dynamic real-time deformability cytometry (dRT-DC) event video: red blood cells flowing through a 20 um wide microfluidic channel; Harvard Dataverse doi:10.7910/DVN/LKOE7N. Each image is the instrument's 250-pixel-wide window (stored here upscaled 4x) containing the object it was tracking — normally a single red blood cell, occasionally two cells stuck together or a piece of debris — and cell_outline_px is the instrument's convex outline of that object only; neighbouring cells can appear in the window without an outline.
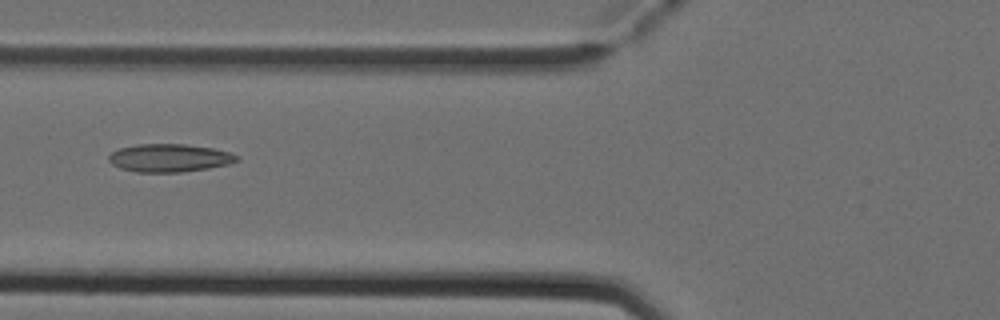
{"species": "Egyptian fruit bat (a non-hibernating species)", "species_latin": "Rousettus aegyptiacus", "temperature_condition": "cold", "stored_images_in_passage": 3, "camera_frame_rate_fps": 3000, "um_per_image_px": 0.085, "animal": {"sex": "female"}, "frame": {"image": 1, "passage_image": 2, "time_ms": 0.333, "image_size_px": [1000, 320], "cell_outline_px": [[240, 160], [228, 164], [208, 168], [180, 172], [136, 172], [120, 168], [112, 164], [108, 160], [108, 156], [112, 152], [120, 148], [136, 144], [184, 144], [212, 148], [228, 152], [240, 156]], "centroid_in_image_um": [14.39, 13.42], "position_along_channel_um": 111.4, "area_um2": 20.87}}
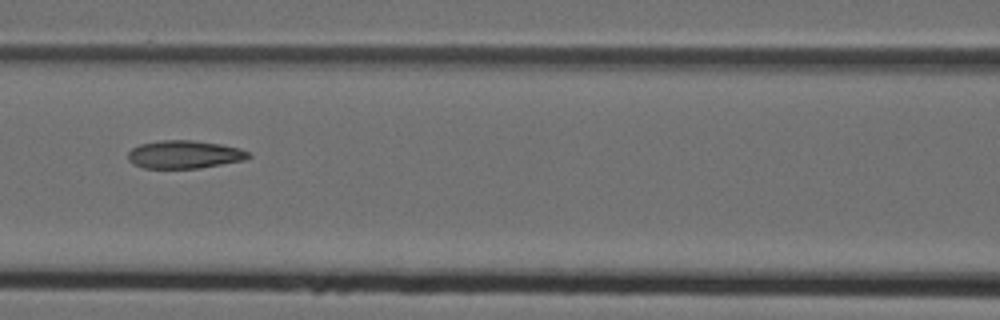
{"frame": {"image": 2, "passage_image": 3, "time_ms": 0.667, "image_size_px": [1000, 320], "cell_outline_px": [[252, 156], [244, 160], [200, 168], [144, 168], [132, 164], [128, 160], [128, 152], [132, 148], [140, 144], [160, 140], [192, 140], [220, 144], [240, 148], [248, 152]], "centroid_in_image_um": [15.65, 13.13], "position_along_channel_um": 150.9, "area_um2": 19.71}}